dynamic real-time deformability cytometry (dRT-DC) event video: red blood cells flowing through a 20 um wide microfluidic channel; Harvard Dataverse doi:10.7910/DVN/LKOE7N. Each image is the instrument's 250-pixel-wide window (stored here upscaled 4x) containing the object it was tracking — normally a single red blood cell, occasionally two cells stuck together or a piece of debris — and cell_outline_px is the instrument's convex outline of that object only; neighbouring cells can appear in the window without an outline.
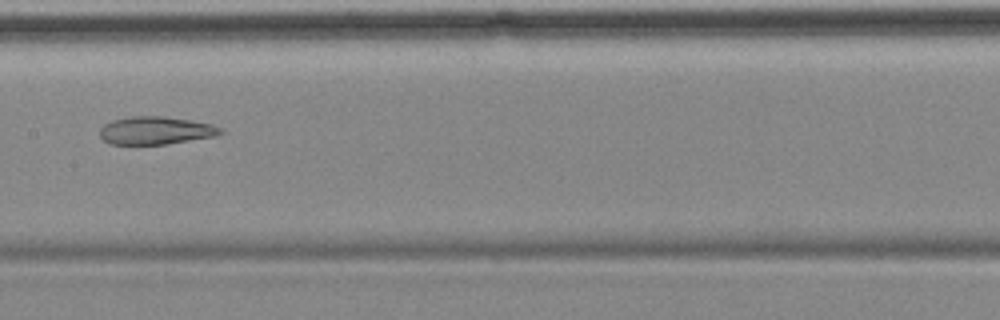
{"species": "common noctule bat (a hibernating species)", "species_latin": "Nyctalus noctula", "temperature_condition": "cold", "stored_images_in_passage": 8, "camera_frame_rate_fps": 3000, "um_per_image_px": 0.085, "animal": {"sex": "female", "body_mass_g": 18.4}, "frame": {"image": 1, "passage_image": 8, "time_ms": 8.333, "image_size_px": [1000, 320], "cell_outline_px": [[224, 132], [216, 136], [164, 144], [108, 144], [100, 136], [100, 128], [104, 124], [112, 120], [132, 116], [164, 116], [192, 120], [212, 124], [224, 128]], "centroid_in_image_um": [13.26, 11.08], "position_along_channel_um": 194.1, "area_um2": 19.71}}